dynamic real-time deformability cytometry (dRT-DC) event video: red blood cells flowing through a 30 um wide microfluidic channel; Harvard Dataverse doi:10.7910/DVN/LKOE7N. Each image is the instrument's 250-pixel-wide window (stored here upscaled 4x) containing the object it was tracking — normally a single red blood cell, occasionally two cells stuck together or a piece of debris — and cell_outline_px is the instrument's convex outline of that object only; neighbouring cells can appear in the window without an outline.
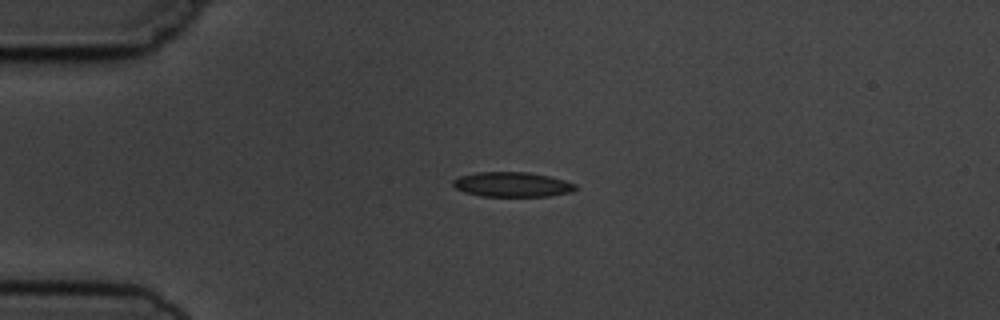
{"species": "common noctule bat (a hibernating species)", "species_latin": "Nyctalus noctula", "temperature_condition": "cold", "stored_images_in_passage": 4, "camera_frame_rate_fps": 3000, "um_per_image_px": 0.085, "animal": {"sex": "male", "body_mass_g": 19.5, "forearm_length_mm": 54.6}, "frame": {"image": 1, "passage_image": 3, "time_ms": 2.667, "image_size_px": [1000, 320], "cell_outline_px": [[576, 188], [572, 192], [548, 196], [480, 196], [464, 192], [456, 188], [452, 184], [452, 180], [460, 176], [476, 172], [528, 172], [548, 176], [564, 180], [576, 184]], "centroid_in_image_um": [43.52, 15.68], "position_along_channel_um": 41.5, "area_um2": 17.69}}